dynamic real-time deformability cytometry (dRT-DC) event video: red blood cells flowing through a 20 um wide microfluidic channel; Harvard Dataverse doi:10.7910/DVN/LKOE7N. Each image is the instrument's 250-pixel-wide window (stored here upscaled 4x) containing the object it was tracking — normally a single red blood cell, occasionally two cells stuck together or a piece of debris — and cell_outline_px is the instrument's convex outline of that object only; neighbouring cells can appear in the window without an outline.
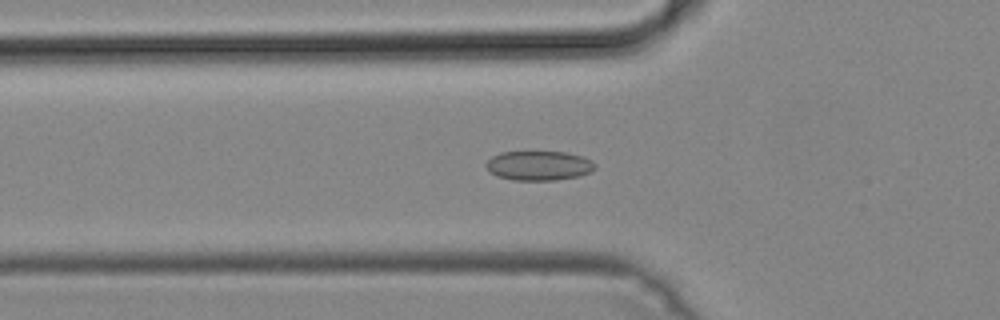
{"species": "common noctule bat (a hibernating species)", "species_latin": "Nyctalus noctula", "temperature_condition": "cold", "stored_images_in_passage": 50, "camera_frame_rate_fps": 3000, "um_per_image_px": 0.085, "animal": {"sex": "male", "body_mass_g": 19.2, "forearm_length_mm": 51.8}, "frame": {"image": 1, "passage_image": 17, "time_ms": 5.333, "image_size_px": [1000, 320], "cell_outline_px": [[596, 168], [592, 172], [580, 176], [556, 180], [512, 180], [496, 176], [488, 172], [484, 164], [492, 156], [500, 152], [564, 152], [584, 156], [592, 160], [596, 164]], "centroid_in_image_um": [45.81, 14.08], "position_along_channel_um": 80.0, "area_um2": 19.07}}
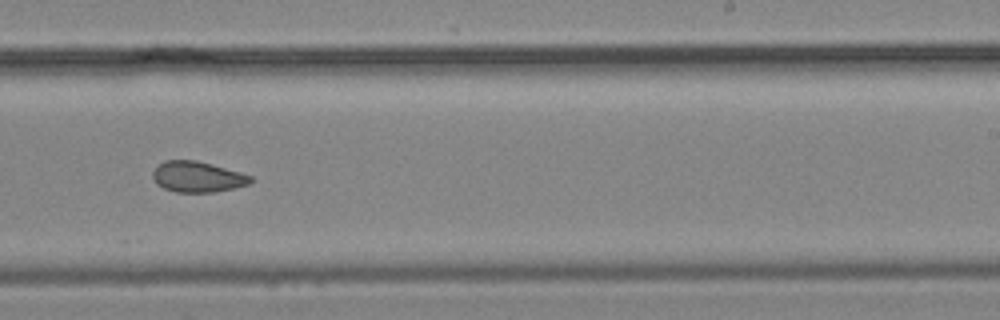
{"frame": {"image": 2, "passage_image": 31, "time_ms": 10.0, "image_size_px": [1000, 320], "cell_outline_px": [[252, 180], [248, 184], [232, 188], [212, 192], [176, 192], [164, 188], [156, 184], [152, 176], [152, 172], [164, 160], [196, 160], [212, 164], [240, 172], [252, 176]], "centroid_in_image_um": [16.76, 15.02], "position_along_channel_um": 272.2, "area_um2": 17.4}}
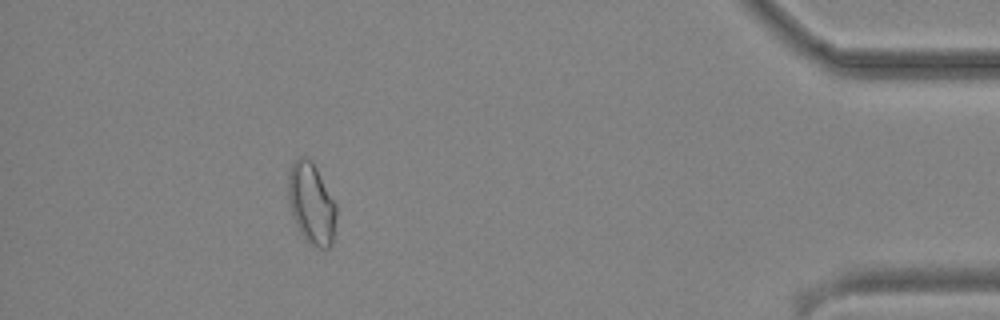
{"frame": {"image": 3, "passage_image": 45, "time_ms": 14.667, "image_size_px": [1000, 320], "cell_outline_px": [[336, 216], [332, 244], [328, 248], [320, 248], [308, 244], [304, 240], [292, 216], [288, 200], [288, 176], [292, 164], [300, 156], [304, 156], [312, 160], [336, 204]], "centroid_in_image_um": [26.46, 17.32], "position_along_channel_um": 408.7, "area_um2": 22.83}}